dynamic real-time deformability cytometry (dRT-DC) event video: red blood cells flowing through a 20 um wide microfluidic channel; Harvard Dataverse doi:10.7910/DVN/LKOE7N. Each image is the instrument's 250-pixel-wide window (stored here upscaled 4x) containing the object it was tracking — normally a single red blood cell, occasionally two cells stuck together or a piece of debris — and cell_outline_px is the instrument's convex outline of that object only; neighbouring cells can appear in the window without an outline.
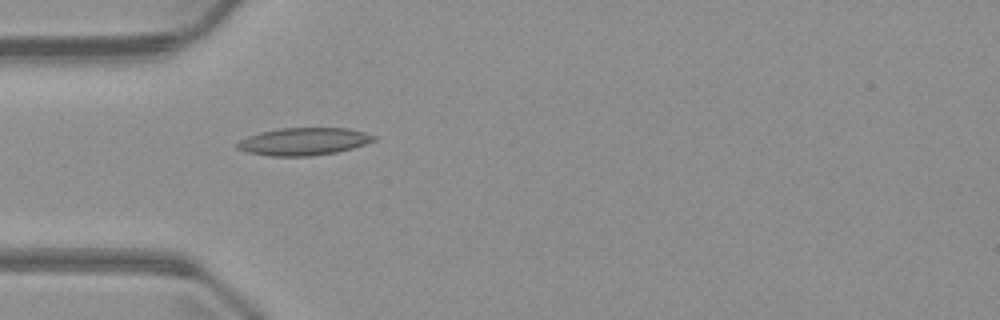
{"species": "common noctule bat (a hibernating species)", "species_latin": "Nyctalus noctula", "temperature_condition": "warm", "stored_images_in_passage": 2, "camera_frame_rate_fps": 3000, "um_per_image_px": 0.085, "animal": {"sex": "male", "body_mass_g": 23.1, "forearm_length_mm": 52.7}, "frame": {"image": 1, "passage_image": 2, "time_ms": 1.0, "image_size_px": [1000, 320], "cell_outline_px": [[376, 140], [352, 148], [336, 152], [312, 156], [272, 156], [248, 152], [236, 148], [236, 144], [240, 140], [248, 136], [260, 132], [280, 128], [348, 128], [364, 132], [376, 136]], "centroid_in_image_um": [25.81, 12.02], "position_along_channel_um": 59.2, "area_um2": 21.79}}